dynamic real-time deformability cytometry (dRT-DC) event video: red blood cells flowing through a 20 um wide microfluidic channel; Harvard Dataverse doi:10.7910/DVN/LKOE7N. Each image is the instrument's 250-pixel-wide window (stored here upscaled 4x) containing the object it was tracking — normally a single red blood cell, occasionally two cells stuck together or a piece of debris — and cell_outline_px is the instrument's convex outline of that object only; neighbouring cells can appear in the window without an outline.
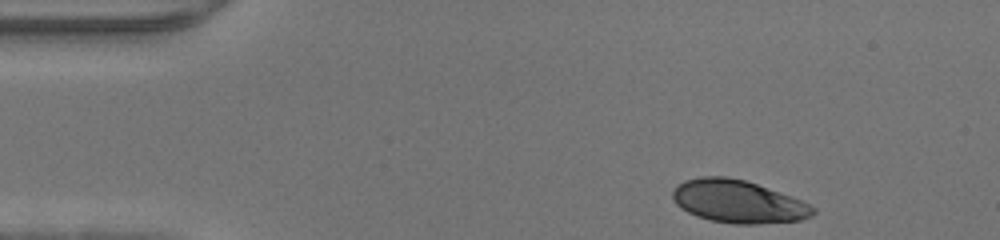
{"species": "human", "species_latin": "Homo sapiens", "temperature_condition": "warm", "stored_images_in_passage": 33, "camera_frame_rate_fps": 3000, "um_per_image_px": 0.085, "donor": {"sex": "male"}, "frame": {"image": 1, "passage_image": 1, "time_ms": 0.0, "image_size_px": [1000, 240], "cell_outline_px": [[816, 212], [812, 216], [800, 220], [760, 224], [732, 224], [712, 220], [696, 216], [680, 208], [676, 204], [672, 196], [672, 188], [676, 184], [684, 180], [700, 176], [728, 176], [744, 180], [792, 196], [816, 208]], "centroid_in_image_um": [62.71, 17.13], "position_along_channel_um": 22.3, "area_um2": 35.2}}
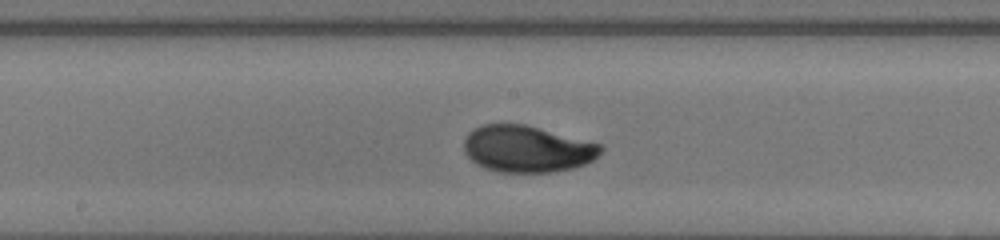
{"frame": {"image": 2, "passage_image": 19, "time_ms": 6.0, "image_size_px": [1000, 240], "cell_outline_px": [[604, 148], [592, 160], [584, 164], [572, 168], [556, 172], [496, 172], [484, 168], [476, 164], [464, 152], [464, 140], [468, 132], [472, 128], [480, 124], [524, 124], [600, 144]], "centroid_in_image_um": [44.74, 12.66], "position_along_channel_um": 203.5, "area_um2": 37.17}}
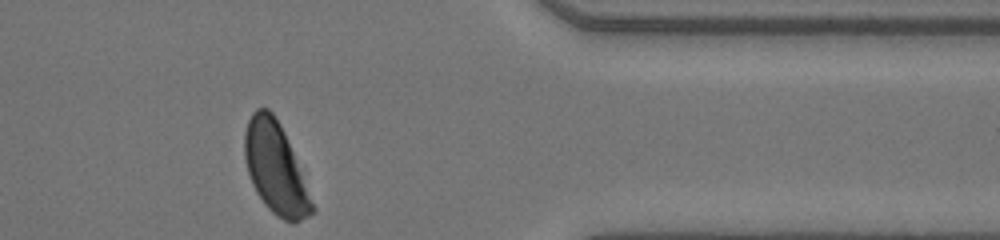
{"frame": {"image": 3, "passage_image": 33, "time_ms": 10.667, "image_size_px": [1000, 240], "cell_outline_px": [[316, 212], [292, 224], [276, 216], [264, 204], [256, 192], [252, 184], [248, 172], [244, 156], [244, 132], [248, 120], [252, 112], [256, 108], [268, 108], [272, 112], [280, 124], [284, 132], [316, 208]], "centroid_in_image_um": [23.4, 14.32], "position_along_channel_um": 388.0, "area_um2": 35.66}}